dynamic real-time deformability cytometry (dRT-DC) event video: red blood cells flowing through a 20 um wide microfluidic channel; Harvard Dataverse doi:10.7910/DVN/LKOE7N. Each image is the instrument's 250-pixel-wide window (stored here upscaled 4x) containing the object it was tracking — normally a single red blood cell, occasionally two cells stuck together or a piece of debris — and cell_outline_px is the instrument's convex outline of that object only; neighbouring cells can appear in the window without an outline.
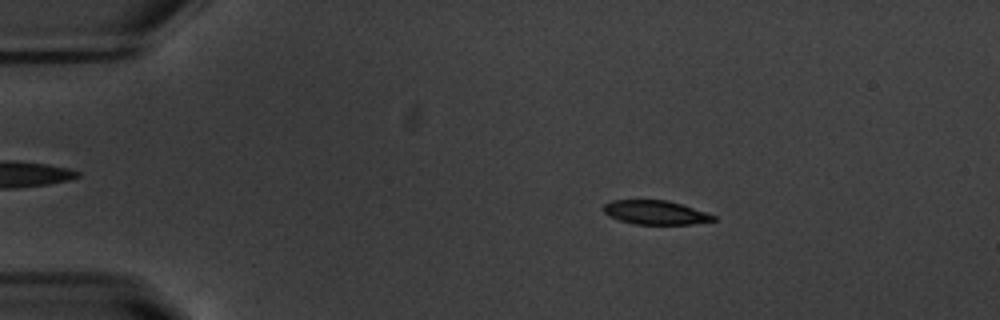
{"species": "common noctule bat (a hibernating species)", "species_latin": "Nyctalus noctula", "temperature_condition": "warm", "stored_images_in_passage": 54, "camera_frame_rate_fps": 3000, "um_per_image_px": 0.085, "animal": {"sex": "male", "body_mass_g": 20.1, "forearm_length_mm": 53.5}, "frame": {"image": 1, "passage_image": 10, "time_ms": 3.0, "image_size_px": [1000, 320], "cell_outline_px": [[716, 220], [692, 224], [636, 224], [620, 220], [608, 216], [604, 212], [604, 204], [612, 200], [668, 200], [716, 216]], "centroid_in_image_um": [55.69, 18.06], "position_along_channel_um": 29.3, "area_um2": 15.14}}
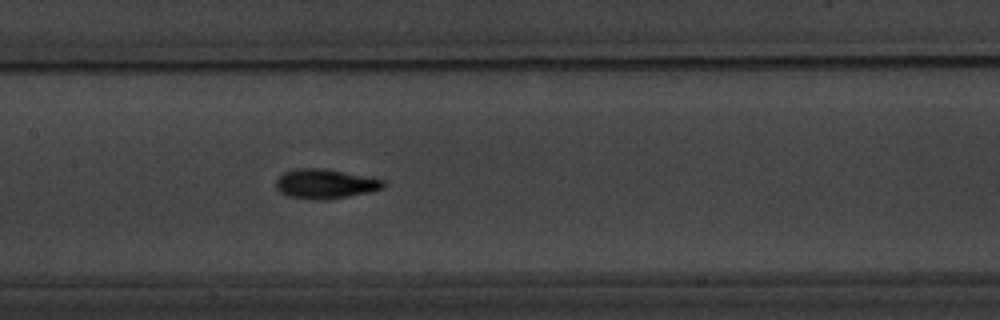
{"frame": {"image": 2, "passage_image": 27, "time_ms": 8.667, "image_size_px": [1000, 320], "cell_outline_px": [[388, 184], [384, 188], [368, 192], [328, 200], [312, 200], [288, 196], [280, 192], [276, 188], [276, 180], [284, 172], [296, 168], [324, 168], [384, 180]], "centroid_in_image_um": [27.63, 15.63], "position_along_channel_um": 179.8, "area_um2": 18.55}}
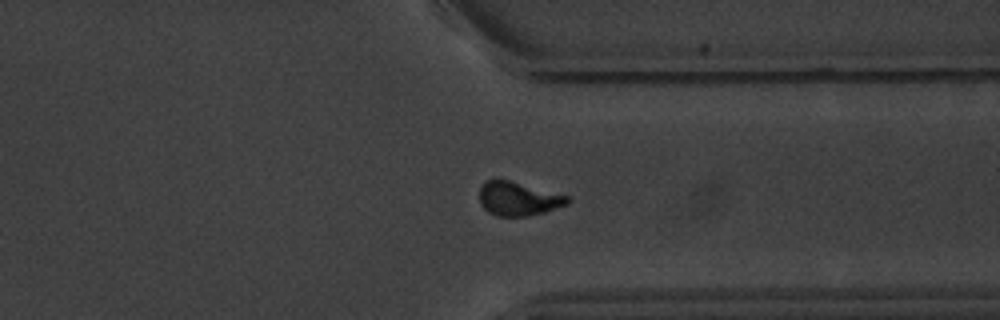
{"frame": {"image": 3, "passage_image": 42, "time_ms": 13.667, "image_size_px": [1000, 320], "cell_outline_px": [[572, 200], [568, 204], [544, 212], [528, 216], [496, 216], [488, 212], [480, 204], [480, 188], [488, 180], [496, 176], [568, 196]], "centroid_in_image_um": [44.04, 16.87], "position_along_channel_um": 367.4, "area_um2": 17.57}, "authors_computed_cell_mechanics": {"area_um2": 17.1377, "velocity_mm_per_s": 3.7728, "shape_relaxation_time_tau1_ms": 2.1556, "shape_relaxation_time_tau2_ms": 1.9653, "deformation_change_tau1": 0.1509, "deformation_change_tau2": 0.0637}}